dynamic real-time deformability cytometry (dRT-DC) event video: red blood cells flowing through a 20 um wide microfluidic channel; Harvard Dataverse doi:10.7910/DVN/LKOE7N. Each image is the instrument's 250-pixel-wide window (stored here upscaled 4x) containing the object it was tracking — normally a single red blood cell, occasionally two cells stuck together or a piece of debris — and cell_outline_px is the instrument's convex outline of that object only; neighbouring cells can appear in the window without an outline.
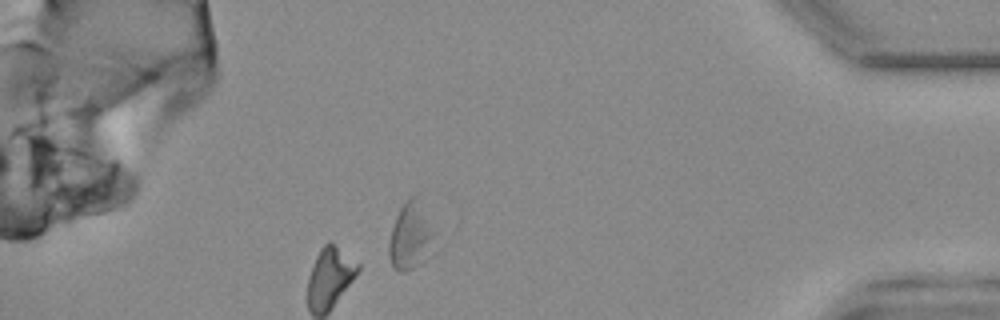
{"species": "common noctule bat (a hibernating species)", "species_latin": "Nyctalus noctula", "temperature_condition": "warm", "stored_images_in_passage": 33, "camera_frame_rate_fps": 3000, "um_per_image_px": 0.085, "animal": {"sex": "female", "body_mass_g": 25.1}, "frame": {"image": 1, "passage_image": 33, "time_ms": 10.667, "image_size_px": [1000, 320], "cell_outline_px": [[436, 232], [412, 268], [404, 272], [400, 272], [392, 264], [388, 256], [388, 244], [392, 228], [396, 216], [404, 200], [408, 196], [416, 192]], "centroid_in_image_um": [34.82, 19.89], "position_along_channel_um": 400.4, "area_um2": 16.99}, "authors_computed_cell_mechanics": {"area_um2": 18.207, "velocity_mm_per_s": 3.8184, "shape_relaxation_time_tau1_ms": 1.6611, "shape_relaxation_time_tau2_ms": null, "deformation_change_tau1": 0.2159, "deformation_change_tau2": null}}